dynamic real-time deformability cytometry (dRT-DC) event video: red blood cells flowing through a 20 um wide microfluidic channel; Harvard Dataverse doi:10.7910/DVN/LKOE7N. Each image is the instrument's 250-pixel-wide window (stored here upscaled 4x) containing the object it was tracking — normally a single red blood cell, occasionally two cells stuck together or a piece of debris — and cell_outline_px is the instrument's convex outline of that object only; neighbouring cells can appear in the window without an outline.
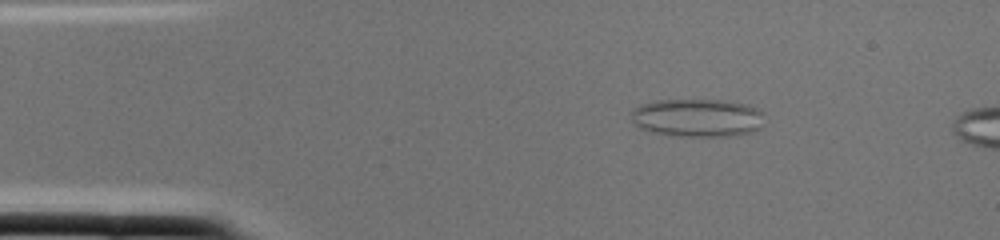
{"species": "common noctule bat (a hibernating species)", "species_latin": "Nyctalus noctula", "temperature_condition": "cold", "stored_images_in_passage": 3, "camera_frame_rate_fps": 3000, "um_per_image_px": 0.085, "animal": {"sex": "female", "body_mass_g": 22.0, "forearm_length_mm": 56.7}, "frame": {"image": 1, "passage_image": 1, "time_ms": 0.0, "image_size_px": [1000, 240], "cell_outline_px": [[764, 112], [760, 128], [752, 132], [728, 136], [680, 136], [648, 132], [640, 128], [632, 120], [632, 112], [640, 104], [656, 100], [724, 100], [748, 104], [760, 108]], "centroid_in_image_um": [59.31, 10.0], "position_along_channel_um": 25.7, "area_um2": 29.82}}